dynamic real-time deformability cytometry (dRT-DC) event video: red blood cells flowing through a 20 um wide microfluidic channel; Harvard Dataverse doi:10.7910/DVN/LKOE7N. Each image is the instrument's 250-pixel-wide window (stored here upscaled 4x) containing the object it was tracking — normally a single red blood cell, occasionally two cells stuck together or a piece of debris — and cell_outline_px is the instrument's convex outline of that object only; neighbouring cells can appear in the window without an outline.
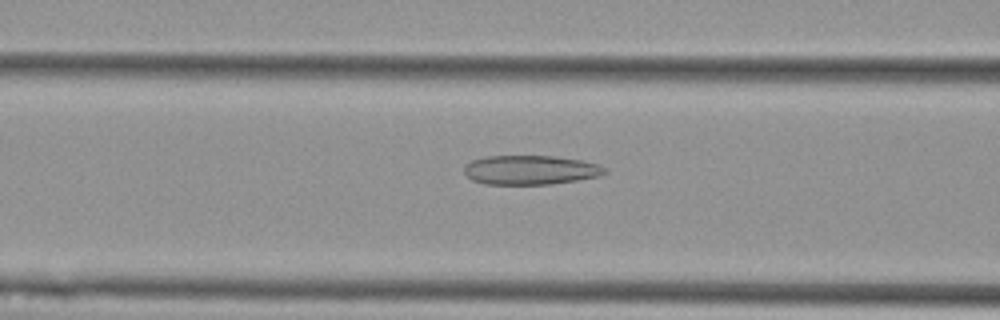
{"species": "Egyptian fruit bat (a non-hibernating species)", "species_latin": "Rousettus aegyptiacus", "temperature_condition": "cold", "stored_images_in_passage": 55, "camera_frame_rate_fps": 3000, "um_per_image_px": 0.085, "animal": {"sex": "female"}, "frame": {"image": 1, "passage_image": 22, "time_ms": 7.0, "image_size_px": [1000, 320], "cell_outline_px": [[608, 172], [600, 176], [552, 184], [484, 184], [472, 180], [464, 172], [464, 168], [472, 160], [488, 156], [556, 156], [580, 160], [596, 164], [608, 168]], "centroid_in_image_um": [45.11, 14.45], "position_along_channel_um": 121.5, "area_um2": 23.93}}
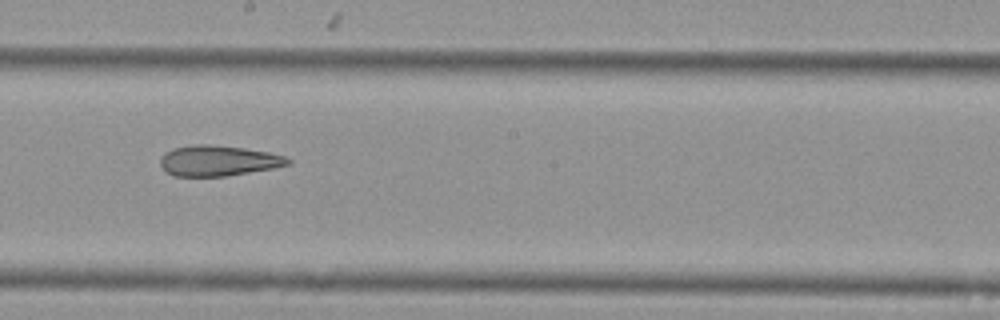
{"frame": {"image": 2, "passage_image": 31, "time_ms": 10.0, "image_size_px": [1000, 320], "cell_outline_px": [[292, 164], [272, 168], [224, 176], [172, 176], [164, 172], [160, 164], [160, 156], [164, 152], [172, 148], [192, 144], [208, 144], [244, 148], [268, 152], [284, 156], [292, 160]], "centroid_in_image_um": [18.49, 13.65], "position_along_channel_um": 229.7, "area_um2": 22.89}}
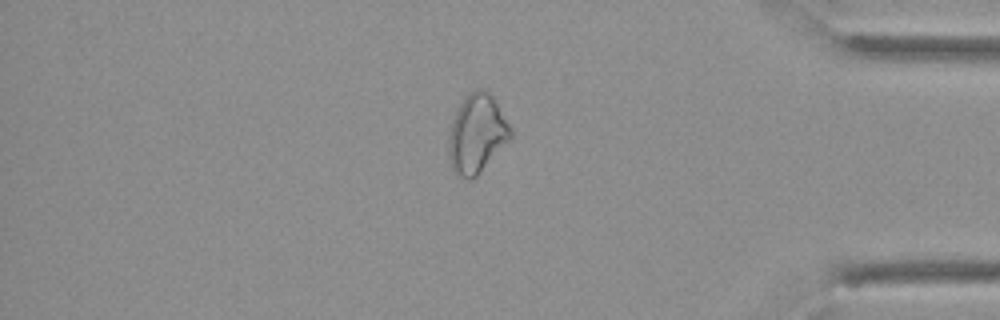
{"frame": {"image": 3, "passage_image": 47, "time_ms": 15.333, "image_size_px": [1000, 320], "cell_outline_px": [[512, 136], [480, 172], [472, 180], [468, 180], [456, 176], [452, 168], [448, 152], [448, 136], [456, 112], [464, 96], [468, 92], [476, 88], [480, 88], [488, 92], [492, 96], [512, 128]], "centroid_in_image_um": [40.51, 11.37], "position_along_channel_um": 394.7, "area_um2": 28.26}, "authors_computed_cell_mechanics": {"area_um2": 27.744, "velocity_mm_per_s": 3.6154, "shape_relaxation_time_tau1_ms": null, "shape_relaxation_time_tau2_ms": 4.2164, "deformation_change_tau1": null, "deformation_change_tau2": 0.1188}}